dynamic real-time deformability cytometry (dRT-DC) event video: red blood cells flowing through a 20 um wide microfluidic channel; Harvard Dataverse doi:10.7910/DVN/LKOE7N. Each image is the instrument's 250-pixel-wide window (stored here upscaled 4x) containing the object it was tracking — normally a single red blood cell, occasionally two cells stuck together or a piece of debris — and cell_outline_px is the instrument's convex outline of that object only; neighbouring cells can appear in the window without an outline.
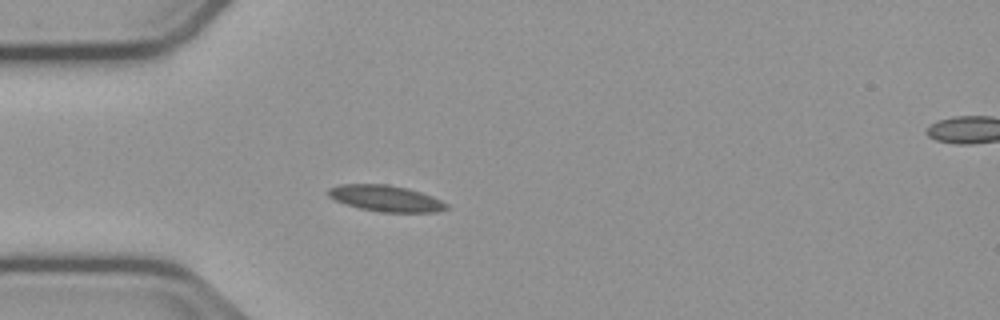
{"species": "common noctule bat (a hibernating species)", "species_latin": "Nyctalus noctula", "temperature_condition": "cold", "stored_images_in_passage": 35, "camera_frame_rate_fps": 3000, "um_per_image_px": 0.085, "animal": {"sex": "male", "body_mass_g": 23.1, "forearm_length_mm": 52.7}, "frame": {"image": 1, "passage_image": 1, "time_ms": 0.0, "image_size_px": [1000, 320], "cell_outline_px": [[448, 208], [436, 212], [380, 212], [360, 208], [344, 204], [328, 196], [328, 188], [340, 184], [388, 184], [408, 188], [432, 196], [448, 204]], "centroid_in_image_um": [32.78, 16.86], "position_along_channel_um": 52.2, "area_um2": 18.03}}
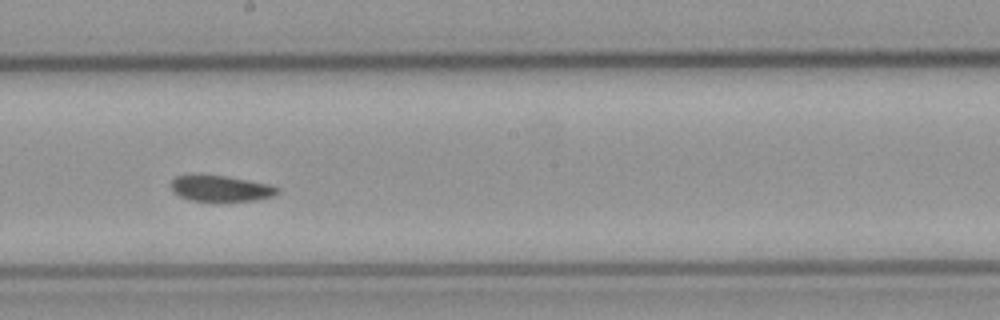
{"frame": {"image": 2, "passage_image": 16, "time_ms": 5.0, "image_size_px": [1000, 320], "cell_outline_px": [[280, 192], [272, 196], [256, 200], [188, 200], [172, 192], [172, 180], [176, 176], [224, 176], [268, 184], [280, 188]], "centroid_in_image_um": [18.78, 16.03], "position_along_channel_um": 229.4, "area_um2": 15.49}}
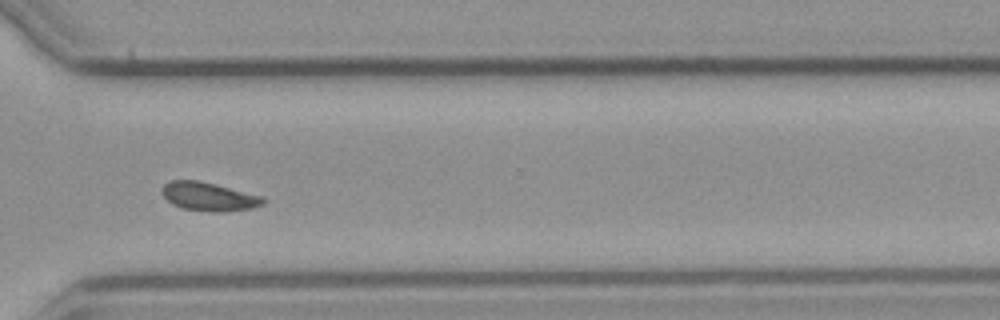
{"frame": {"image": 3, "passage_image": 26, "time_ms": 8.333, "image_size_px": [1000, 320], "cell_outline_px": [[268, 200], [264, 204], [252, 208], [228, 212], [212, 212], [180, 208], [172, 204], [160, 192], [160, 188], [168, 180], [196, 180], [264, 196]], "centroid_in_image_um": [17.75, 16.72], "position_along_channel_um": 352.8, "area_um2": 17.11}, "authors_computed_cell_mechanics": {"area_um2": 16.7042, "velocity_mm_per_s": 3.7131, "shape_relaxation_time_tau1_ms": null, "shape_relaxation_time_tau2_ms": 4.9279, "deformation_change_tau1": null, "deformation_change_tau2": 0.0599}}